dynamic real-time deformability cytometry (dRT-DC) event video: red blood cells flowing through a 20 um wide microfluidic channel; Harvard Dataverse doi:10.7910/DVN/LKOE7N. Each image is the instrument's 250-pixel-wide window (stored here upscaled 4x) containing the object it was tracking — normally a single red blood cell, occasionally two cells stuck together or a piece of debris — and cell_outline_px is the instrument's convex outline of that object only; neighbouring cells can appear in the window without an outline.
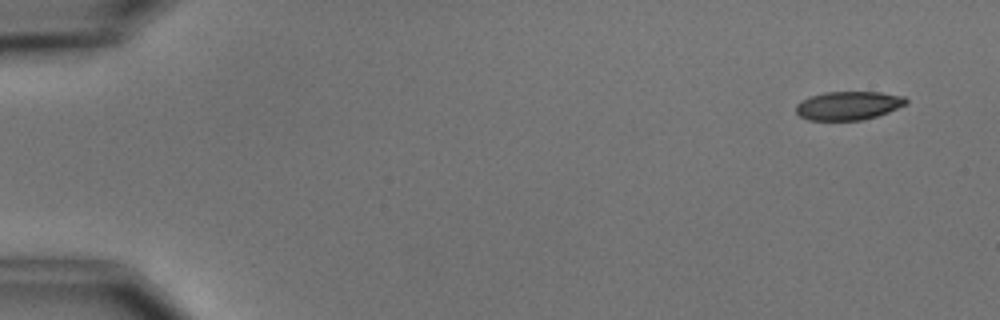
{"species": "common noctule bat (a hibernating species)", "species_latin": "Nyctalus noctula", "temperature_condition": "cold", "stored_images_in_passage": 6, "segment_of_instrument_passage": [2, 2], "camera_frame_rate_fps": 3000, "um_per_image_px": 0.085, "animal": {"sex": "male", "body_mass_g": 15.6}, "frame": {"image": 1, "passage_image": 6, "time_ms": 6.667, "image_size_px": [1000, 320], "cell_outline_px": [[908, 104], [888, 112], [864, 120], [808, 120], [800, 116], [796, 112], [796, 104], [800, 100], [808, 96], [824, 92], [880, 92], [904, 96], [908, 100]], "centroid_in_image_um": [72.1, 8.97], "position_along_channel_um": 12.9, "area_um2": 18.55}}